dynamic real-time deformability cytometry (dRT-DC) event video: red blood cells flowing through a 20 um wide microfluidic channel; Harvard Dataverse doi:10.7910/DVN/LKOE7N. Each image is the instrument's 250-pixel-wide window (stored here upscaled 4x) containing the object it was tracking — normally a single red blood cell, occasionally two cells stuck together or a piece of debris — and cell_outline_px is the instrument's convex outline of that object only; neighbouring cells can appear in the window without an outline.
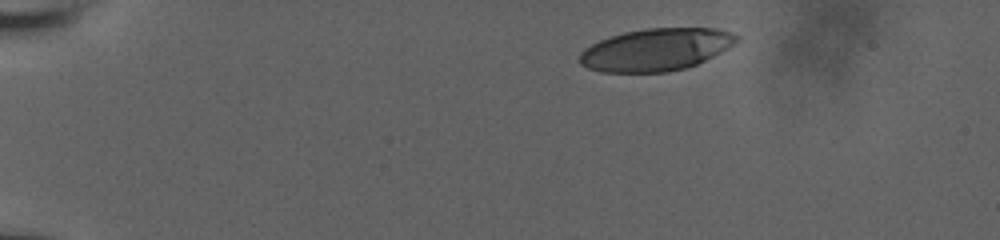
{"species": "human", "species_latin": "Homo sapiens", "temperature_condition": "room temperature", "stored_images_in_passage": 37, "camera_frame_rate_fps": 3000, "um_per_image_px": 0.085, "donor": {"sex": "male"}, "frame": {"image": 1, "passage_image": 1, "time_ms": 0.0, "image_size_px": [1000, 240], "cell_outline_px": [[740, 40], [728, 48], [688, 68], [668, 72], [604, 72], [588, 68], [580, 64], [580, 52], [584, 48], [600, 40], [624, 32], [644, 28], [716, 28], [732, 32], [740, 36]], "centroid_in_image_um": [55.78, 4.21], "position_along_channel_um": 29.2, "area_um2": 38.78}}
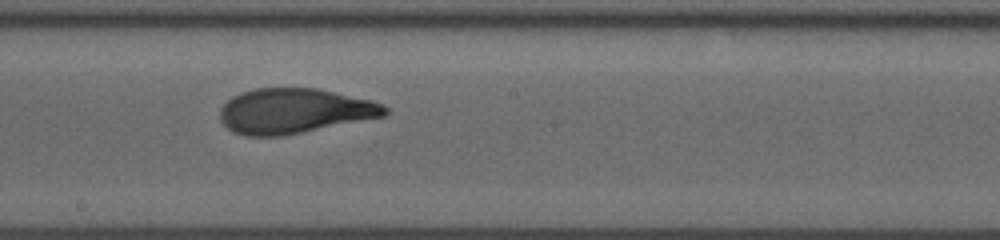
{"frame": {"image": 2, "passage_image": 22, "time_ms": 7.0, "image_size_px": [1000, 240], "cell_outline_px": [[388, 112], [384, 116], [280, 136], [244, 136], [232, 132], [220, 120], [220, 108], [232, 96], [240, 92], [256, 88], [316, 88], [372, 100], [384, 104], [388, 108]], "centroid_in_image_um": [24.99, 9.42], "position_along_channel_um": 223.2, "area_um2": 43.12}}
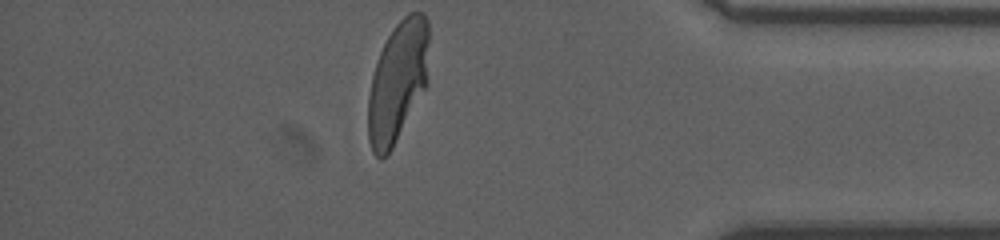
{"frame": {"image": 3, "passage_image": 37, "time_ms": 12.0, "image_size_px": [1000, 240], "cell_outline_px": [[428, 84], [392, 148], [380, 160], [372, 152], [368, 140], [368, 96], [372, 76], [380, 52], [388, 36], [396, 24], [408, 12], [424, 12], [428, 20]], "centroid_in_image_um": [33.81, 6.93], "position_along_channel_um": 401.4, "area_um2": 42.89}, "authors_computed_cell_mechanics": {"area_um2": 43.1188, "velocity_mm_per_s": 3.8458, "shape_relaxation_time_tau1_ms": 4.3584, "shape_relaxation_time_tau2_ms": 0.9864, "deformation_change_tau1": 0.2277, "deformation_change_tau2": 0.0815}}